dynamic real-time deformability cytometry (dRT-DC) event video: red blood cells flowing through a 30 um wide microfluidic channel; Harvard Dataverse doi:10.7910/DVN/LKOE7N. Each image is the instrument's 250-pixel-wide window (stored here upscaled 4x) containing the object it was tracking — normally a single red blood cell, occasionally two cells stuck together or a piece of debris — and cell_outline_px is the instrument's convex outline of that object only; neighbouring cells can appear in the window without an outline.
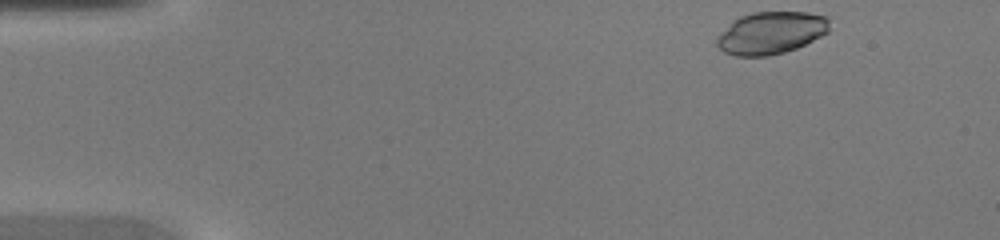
{"species": "common noctule bat (a hibernating species)", "species_latin": "Nyctalus noctula", "temperature_condition": "warm", "stored_images_in_passage": 41, "camera_frame_rate_fps": 3000, "um_per_image_px": 0.085, "animal": {"sex": "female", "body_mass_g": 20.0, "forearm_length_mm": 54.0}, "frame": {"image": 1, "passage_image": 1, "time_ms": 0.0, "image_size_px": [1000, 240], "cell_outline_px": [[828, 32], [796, 48], [784, 52], [768, 56], [736, 56], [724, 52], [716, 44], [716, 36], [740, 16], [752, 12], [808, 12], [828, 16]], "centroid_in_image_um": [65.52, 2.79], "position_along_channel_um": 19.5, "area_um2": 27.63}}
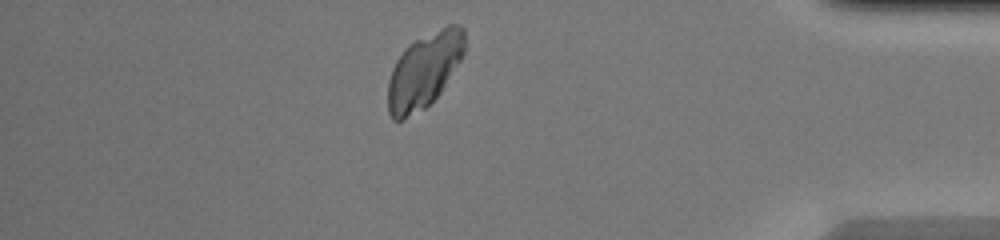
{"frame": {"image": 2, "passage_image": 35, "time_ms": 11.333, "image_size_px": [1000, 240], "cell_outline_px": [[464, 52], [460, 60], [440, 92], [424, 108], [400, 120], [392, 120], [388, 112], [388, 80], [392, 68], [396, 60], [404, 48], [408, 44], [448, 24], [460, 24], [464, 28]], "centroid_in_image_um": [36.03, 5.97], "position_along_channel_um": 399.2, "area_um2": 33.12}}
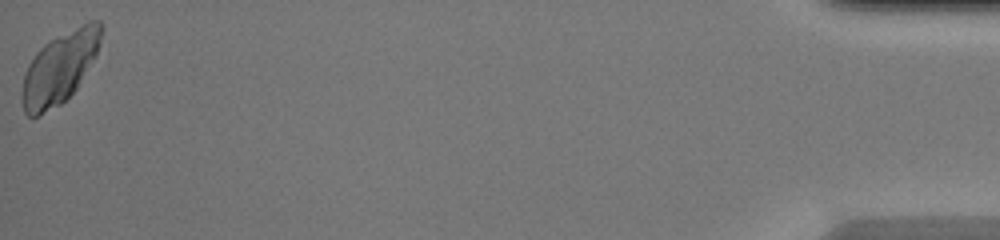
{"frame": {"image": 3, "passage_image": 41, "time_ms": 13.333, "image_size_px": [1000, 240], "cell_outline_px": [[104, 32], [96, 56], [76, 88], [60, 104], [40, 116], [28, 116], [24, 112], [20, 100], [20, 96], [24, 72], [28, 64], [36, 52], [44, 44], [88, 20], [100, 20], [104, 24]], "centroid_in_image_um": [5.07, 5.75], "position_along_channel_um": 430.1, "area_um2": 33.29}}